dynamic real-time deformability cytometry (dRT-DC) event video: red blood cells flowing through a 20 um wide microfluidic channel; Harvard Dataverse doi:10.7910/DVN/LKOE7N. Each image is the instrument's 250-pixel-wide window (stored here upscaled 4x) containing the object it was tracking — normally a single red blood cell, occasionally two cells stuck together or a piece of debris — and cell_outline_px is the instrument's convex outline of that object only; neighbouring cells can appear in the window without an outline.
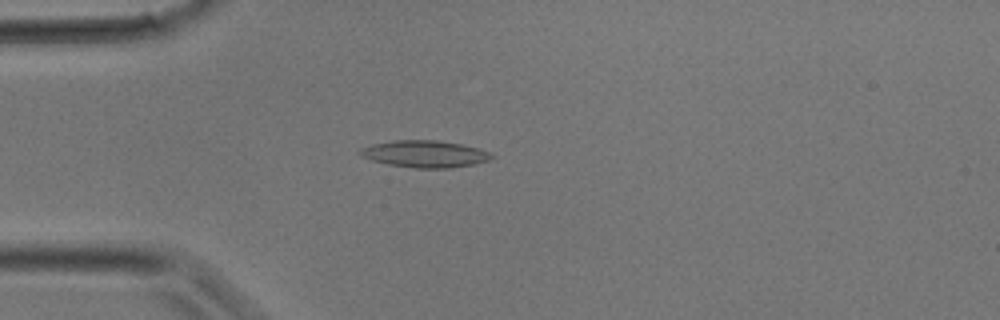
{"species": "common noctule bat (a hibernating species)", "species_latin": "Nyctalus noctula", "temperature_condition": "room temperature", "stored_images_in_passage": 12, "camera_frame_rate_fps": 3000, "um_per_image_px": 0.085, "animal": {"sex": "male", "body_mass_g": 17.9}, "frame": {"image": 1, "passage_image": 9, "time_ms": 2.667, "image_size_px": [1000, 320], "cell_outline_px": [[496, 156], [488, 160], [472, 164], [452, 168], [412, 168], [388, 164], [372, 160], [360, 156], [356, 152], [360, 148], [372, 144], [392, 140], [436, 140], [460, 144], [480, 148]], "centroid_in_image_um": [36.07, 13.08], "position_along_channel_um": 48.9, "area_um2": 20.75}}
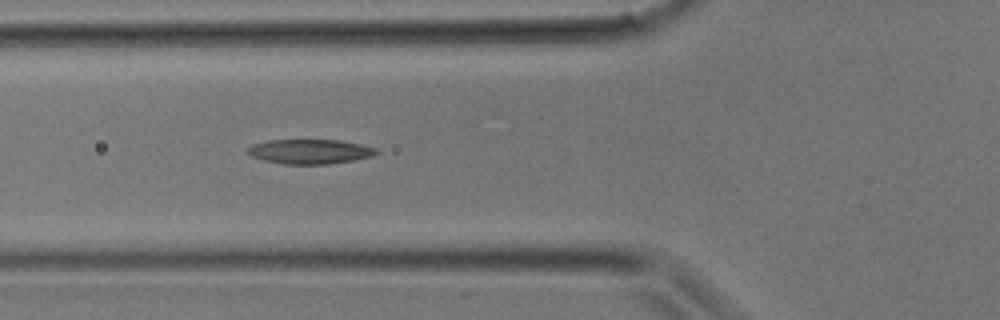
{"frame": {"image": 2, "passage_image": 12, "time_ms": 3.667, "image_size_px": [1000, 320], "cell_outline_px": [[380, 152], [372, 156], [352, 160], [328, 164], [284, 164], [264, 160], [252, 156], [244, 152], [252, 144], [268, 140], [340, 140], [380, 148]], "centroid_in_image_um": [26.36, 12.87], "position_along_channel_um": 99.4, "area_um2": 18.55}}